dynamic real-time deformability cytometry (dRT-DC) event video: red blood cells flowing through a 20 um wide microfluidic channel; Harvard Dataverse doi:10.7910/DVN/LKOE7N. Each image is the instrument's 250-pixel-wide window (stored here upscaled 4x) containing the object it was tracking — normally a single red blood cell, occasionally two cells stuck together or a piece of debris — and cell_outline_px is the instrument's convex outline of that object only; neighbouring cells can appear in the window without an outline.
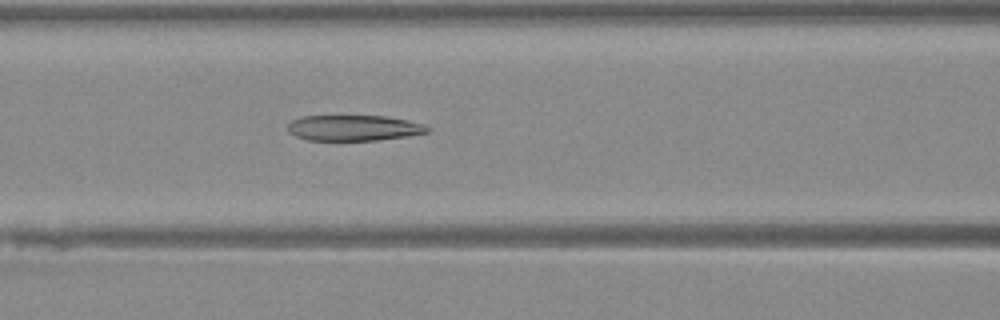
{"species": "Egyptian fruit bat (a non-hibernating species)", "species_latin": "Rousettus aegyptiacus", "temperature_condition": "warm", "stored_images_in_passage": 42, "camera_frame_rate_fps": 3000, "um_per_image_px": 0.085, "animal": {"sex": "female"}, "frame": {"image": 1, "passage_image": 15, "time_ms": 4.667, "image_size_px": [1000, 320], "cell_outline_px": [[428, 132], [408, 136], [380, 140], [308, 140], [296, 136], [288, 132], [288, 124], [292, 120], [300, 116], [384, 116], [424, 124], [428, 128]], "centroid_in_image_um": [30.03, 10.87], "position_along_channel_um": 136.6, "area_um2": 20.75}}
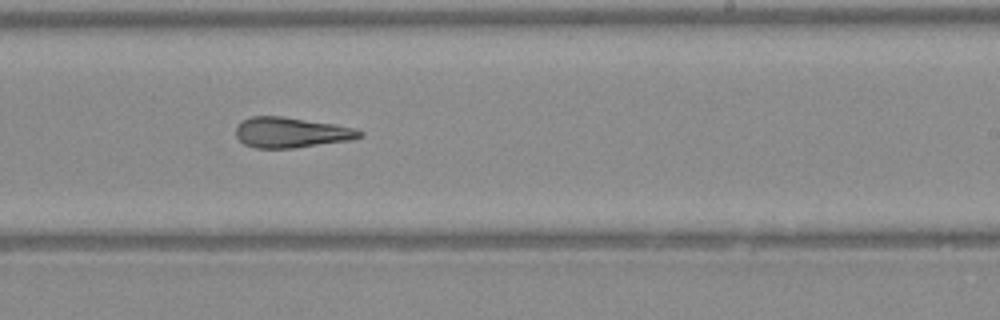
{"frame": {"image": 2, "passage_image": 24, "time_ms": 7.667, "image_size_px": [1000, 320], "cell_outline_px": [[364, 132], [360, 136], [348, 140], [296, 148], [256, 148], [244, 144], [236, 136], [236, 128], [244, 120], [252, 116], [280, 116], [336, 124], [352, 128]], "centroid_in_image_um": [24.72, 11.26], "position_along_channel_um": 264.3, "area_um2": 21.62}}
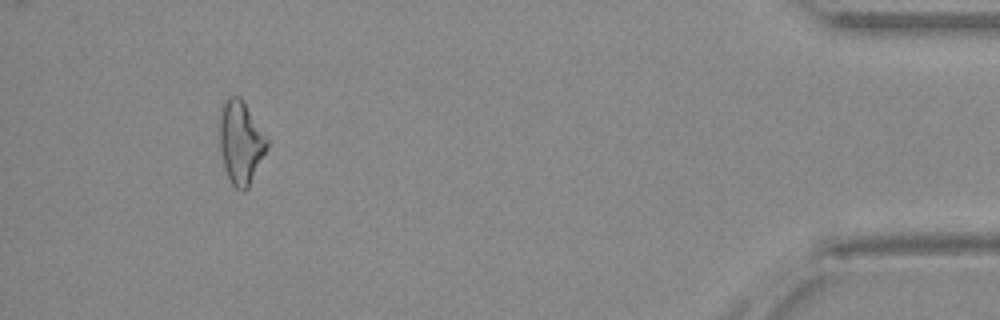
{"frame": {"image": 3, "passage_image": 39, "time_ms": 12.667, "image_size_px": [1000, 320], "cell_outline_px": [[268, 148], [248, 188], [244, 192], [240, 192], [232, 184], [224, 168], [220, 148], [220, 104], [232, 96], [240, 96], [244, 100], [268, 140]], "centroid_in_image_um": [20.46, 12.1], "position_along_channel_um": 414.7, "area_um2": 23.06}}